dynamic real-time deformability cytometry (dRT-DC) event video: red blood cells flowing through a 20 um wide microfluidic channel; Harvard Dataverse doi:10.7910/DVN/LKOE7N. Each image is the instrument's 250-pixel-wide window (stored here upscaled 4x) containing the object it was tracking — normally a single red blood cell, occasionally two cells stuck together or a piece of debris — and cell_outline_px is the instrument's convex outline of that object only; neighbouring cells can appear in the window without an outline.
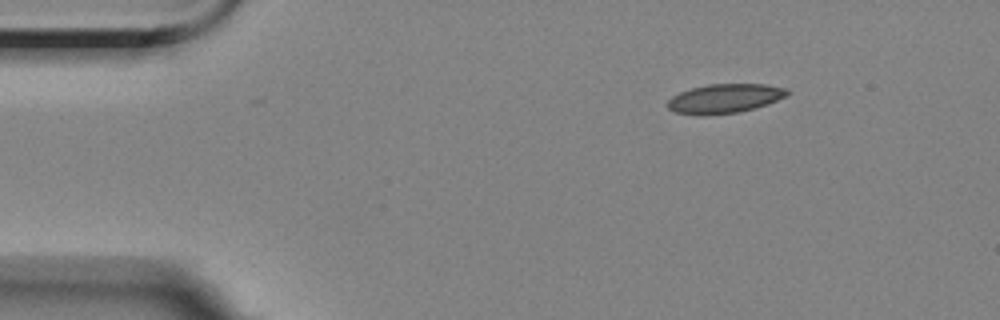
{"species": "Egyptian fruit bat (a non-hibernating species)", "species_latin": "Rousettus aegyptiacus", "temperature_condition": "room temperature", "stored_images_in_passage": 4, "camera_frame_rate_fps": 3000, "um_per_image_px": 0.085, "animal": {"sex": "female"}, "frame": {"image": 1, "passage_image": 1, "time_ms": 0.0, "image_size_px": [1000, 320], "cell_outline_px": [[792, 92], [768, 104], [736, 112], [704, 116], [696, 116], [676, 112], [668, 108], [668, 100], [672, 96], [680, 92], [692, 88], [708, 84], [764, 84], [788, 88]], "centroid_in_image_um": [61.59, 8.37], "position_along_channel_um": 23.4, "area_um2": 20.35}}
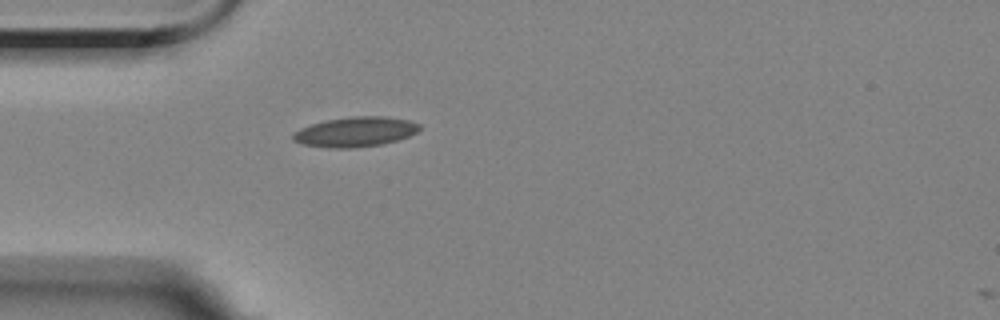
{"frame": {"image": 2, "passage_image": 3, "time_ms": 2.667, "image_size_px": [1000, 320], "cell_outline_px": [[420, 128], [416, 132], [408, 136], [396, 140], [380, 144], [352, 148], [328, 148], [304, 144], [292, 140], [292, 132], [300, 128], [324, 120], [352, 116], [388, 116], [408, 120], [420, 124]], "centroid_in_image_um": [30.17, 11.19], "position_along_channel_um": 54.8, "area_um2": 22.02}}